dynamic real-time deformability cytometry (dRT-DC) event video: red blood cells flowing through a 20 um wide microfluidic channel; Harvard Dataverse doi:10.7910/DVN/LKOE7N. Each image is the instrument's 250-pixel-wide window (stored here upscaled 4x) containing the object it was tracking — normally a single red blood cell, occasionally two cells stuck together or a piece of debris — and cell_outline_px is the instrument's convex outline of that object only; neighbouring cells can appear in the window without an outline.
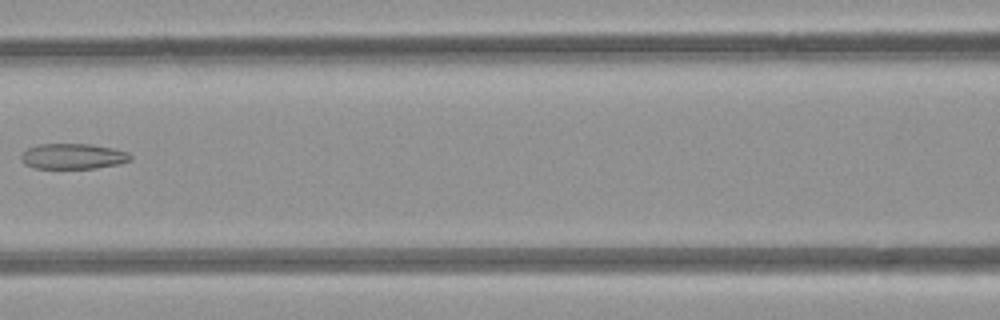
{"species": "common noctule bat (a hibernating species)", "species_latin": "Nyctalus noctula", "temperature_condition": "room temperature", "stored_images_in_passage": 3, "camera_frame_rate_fps": 3000, "um_per_image_px": 0.085, "animal": {"sex": "female", "body_mass_g": 21.9}, "frame": {"image": 1, "passage_image": 3, "time_ms": 2.333, "image_size_px": [1000, 320], "cell_outline_px": [[132, 160], [120, 164], [96, 168], [32, 168], [24, 164], [20, 160], [20, 156], [28, 148], [36, 144], [92, 144], [112, 148], [128, 152], [132, 156]], "centroid_in_image_um": [6.2, 13.29], "position_along_channel_um": 160.4, "area_um2": 16.42}}